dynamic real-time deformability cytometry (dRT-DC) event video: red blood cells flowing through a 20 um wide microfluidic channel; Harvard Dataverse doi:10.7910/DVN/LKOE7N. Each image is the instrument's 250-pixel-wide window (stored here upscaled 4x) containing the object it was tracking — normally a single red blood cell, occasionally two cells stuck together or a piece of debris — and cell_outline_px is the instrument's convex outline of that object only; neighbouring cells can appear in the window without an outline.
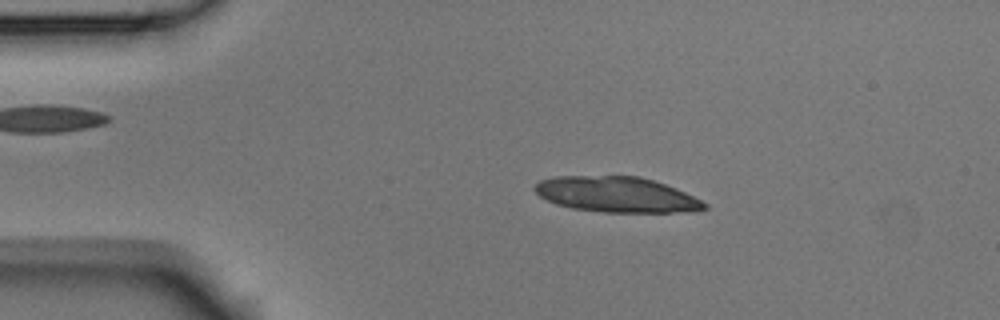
{"species": "Egyptian fruit bat (a non-hibernating species)", "species_latin": "Rousettus aegyptiacus", "temperature_condition": "room temperature", "stored_images_in_passage": 3, "camera_frame_rate_fps": 3000, "um_per_image_px": 0.085, "animal": {"sex": "male"}, "frame": {"image": 1, "passage_image": 2, "time_ms": 0.333, "image_size_px": [1000, 320], "cell_outline_px": [[708, 208], [672, 212], [604, 212], [572, 208], [556, 204], [540, 196], [532, 188], [540, 180], [552, 176], [640, 176], [676, 188], [708, 204]], "centroid_in_image_um": [52.35, 16.52], "position_along_channel_um": 32.7, "area_um2": 34.74}}